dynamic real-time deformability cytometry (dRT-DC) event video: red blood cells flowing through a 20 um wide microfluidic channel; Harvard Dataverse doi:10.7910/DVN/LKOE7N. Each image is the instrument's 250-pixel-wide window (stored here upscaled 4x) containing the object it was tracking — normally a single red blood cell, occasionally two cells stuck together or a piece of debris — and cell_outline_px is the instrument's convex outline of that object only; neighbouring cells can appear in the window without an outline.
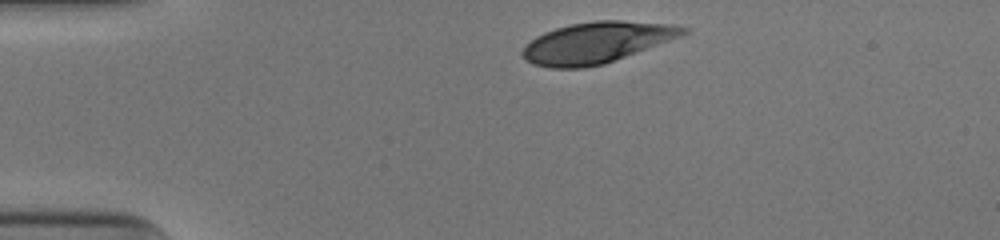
{"species": "human", "species_latin": "Homo sapiens", "temperature_condition": "cold", "stored_images_in_passage": 32, "camera_frame_rate_fps": 3000, "um_per_image_px": 0.085, "donor": {"sex": "male"}, "frame": {"image": 1, "passage_image": 1, "time_ms": 0.0, "image_size_px": [1000, 240], "cell_outline_px": [[688, 32], [604, 64], [584, 68], [552, 68], [532, 64], [520, 52], [536, 36], [544, 32], [556, 28], [572, 24], [596, 20], [620, 20], [668, 24], [688, 28]], "centroid_in_image_um": [50.65, 3.62], "position_along_channel_um": 34.4, "area_um2": 37.63}}
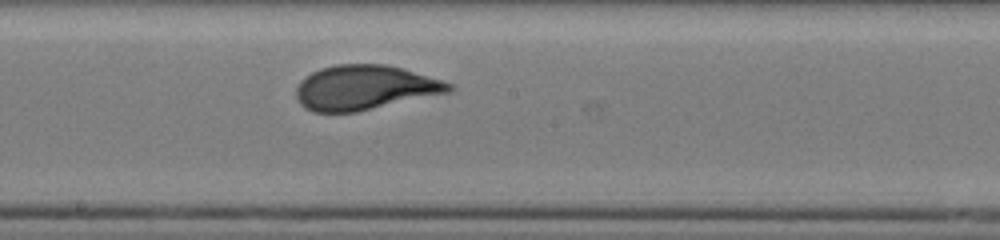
{"frame": {"image": 2, "passage_image": 19, "time_ms": 6.0, "image_size_px": [1000, 240], "cell_outline_px": [[456, 88], [448, 92], [356, 112], [312, 112], [304, 108], [300, 104], [296, 96], [296, 88], [300, 80], [312, 72], [320, 68], [336, 64], [384, 64], [400, 68], [440, 80], [452, 84]], "centroid_in_image_um": [30.94, 7.45], "position_along_channel_um": 217.3, "area_um2": 39.42}}
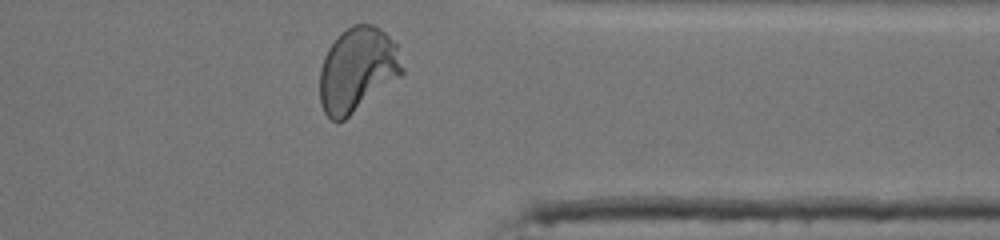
{"frame": {"image": 3, "passage_image": 32, "time_ms": 10.333, "image_size_px": [1000, 240], "cell_outline_px": [[404, 72], [400, 76], [344, 120], [332, 120], [324, 112], [320, 104], [320, 68], [324, 56], [328, 48], [336, 36], [340, 32], [352, 24], [372, 24], [380, 28], [396, 44], [404, 68]], "centroid_in_image_um": [30.36, 5.9], "position_along_channel_um": 381.0, "area_um2": 40.52}, "authors_computed_cell_mechanics": {"area_um2": 38.9861, "velocity_mm_per_s": 3.9228, "shape_relaxation_time_tau1_ms": 3.1919, "shape_relaxation_time_tau2_ms": null, "deformation_change_tau1": 0.1765, "deformation_change_tau2": null}}